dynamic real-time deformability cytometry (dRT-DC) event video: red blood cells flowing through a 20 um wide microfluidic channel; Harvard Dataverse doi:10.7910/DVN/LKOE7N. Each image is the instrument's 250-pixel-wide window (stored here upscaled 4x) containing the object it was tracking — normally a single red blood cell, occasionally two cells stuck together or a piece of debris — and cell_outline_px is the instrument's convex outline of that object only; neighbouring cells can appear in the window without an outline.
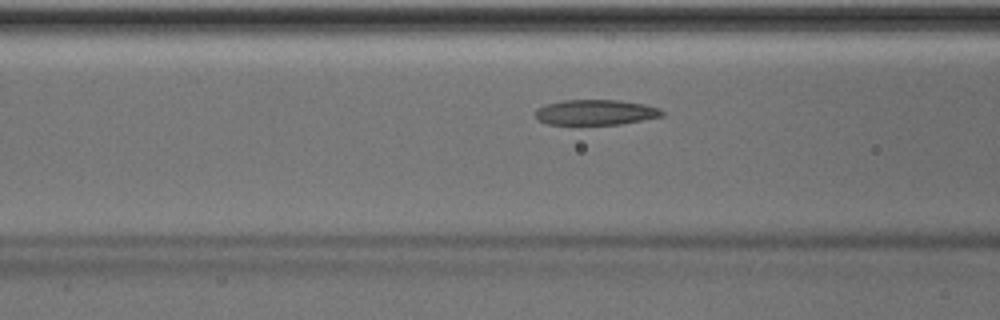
{"species": "Egyptian fruit bat (a non-hibernating species)", "species_latin": "Rousettus aegyptiacus", "temperature_condition": "room temperature", "stored_images_in_passage": 7, "camera_frame_rate_fps": 3000, "um_per_image_px": 0.085, "animal": {"sex": "male"}, "frame": {"image": 1, "passage_image": 5, "time_ms": 1.333, "image_size_px": [1000, 320], "cell_outline_px": [[664, 116], [620, 124], [548, 124], [540, 120], [536, 116], [536, 108], [544, 104], [564, 100], [620, 100], [644, 104], [660, 108], [664, 112]], "centroid_in_image_um": [50.65, 9.54], "position_along_channel_um": 116.0, "area_um2": 18.67}}